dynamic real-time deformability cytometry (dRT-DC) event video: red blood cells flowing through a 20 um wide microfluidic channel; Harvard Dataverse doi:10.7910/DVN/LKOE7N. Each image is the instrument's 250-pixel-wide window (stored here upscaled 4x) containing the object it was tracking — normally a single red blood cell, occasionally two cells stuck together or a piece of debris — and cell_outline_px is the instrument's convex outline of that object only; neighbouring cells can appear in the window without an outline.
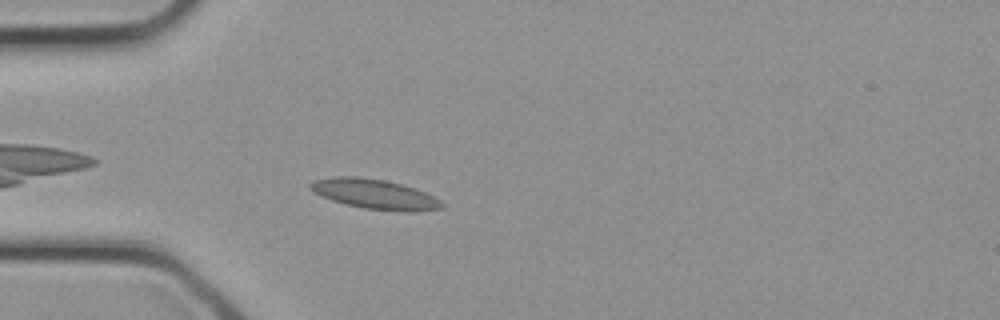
{"species": "common noctule bat (a hibernating species)", "species_latin": "Nyctalus noctula", "temperature_condition": "cold", "stored_images_in_passage": 26, "camera_frame_rate_fps": 3000, "um_per_image_px": 0.085, "animal": {"sex": "female", "body_mass_g": 21.9}, "frame": {"image": 1, "passage_image": 3, "time_ms": 0.667, "image_size_px": [1000, 320], "cell_outline_px": [[444, 208], [412, 212], [400, 212], [364, 208], [344, 204], [320, 196], [312, 192], [308, 188], [308, 184], [312, 180], [332, 176], [356, 176], [384, 180], [400, 184], [424, 192], [440, 200], [444, 204]], "centroid_in_image_um": [31.78, 16.5], "position_along_channel_um": 53.2, "area_um2": 23.06}}
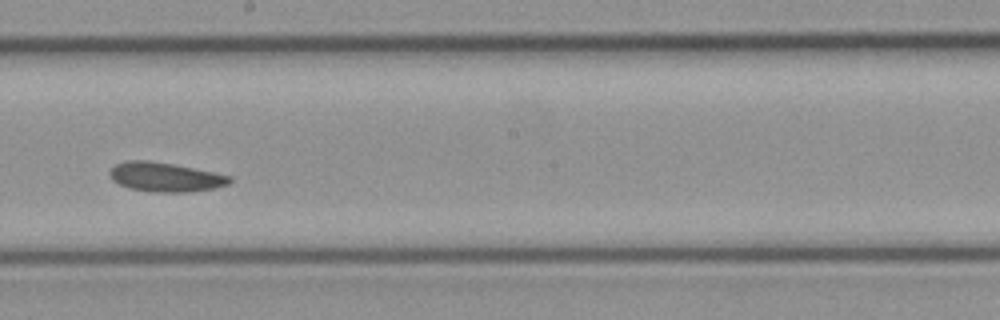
{"frame": {"image": 2, "passage_image": 12, "time_ms": 3.667, "image_size_px": [1000, 320], "cell_outline_px": [[232, 180], [228, 184], [216, 188], [188, 192], [156, 192], [128, 188], [112, 180], [108, 176], [108, 172], [116, 164], [124, 160], [148, 160], [172, 164], [232, 176]], "centroid_in_image_um": [14.02, 15.05], "position_along_channel_um": 234.2, "area_um2": 20.46}}
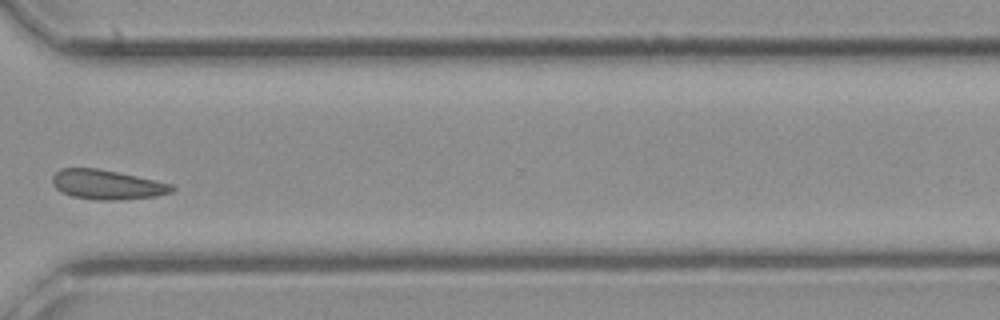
{"frame": {"image": 3, "passage_image": 18, "time_ms": 5.667, "image_size_px": [1000, 320], "cell_outline_px": [[176, 188], [172, 192], [156, 196], [116, 200], [96, 200], [72, 196], [60, 192], [52, 184], [52, 176], [60, 168], [96, 168], [136, 176], [172, 184]], "centroid_in_image_um": [9.07, 15.7], "position_along_channel_um": 361.5, "area_um2": 20.52}}